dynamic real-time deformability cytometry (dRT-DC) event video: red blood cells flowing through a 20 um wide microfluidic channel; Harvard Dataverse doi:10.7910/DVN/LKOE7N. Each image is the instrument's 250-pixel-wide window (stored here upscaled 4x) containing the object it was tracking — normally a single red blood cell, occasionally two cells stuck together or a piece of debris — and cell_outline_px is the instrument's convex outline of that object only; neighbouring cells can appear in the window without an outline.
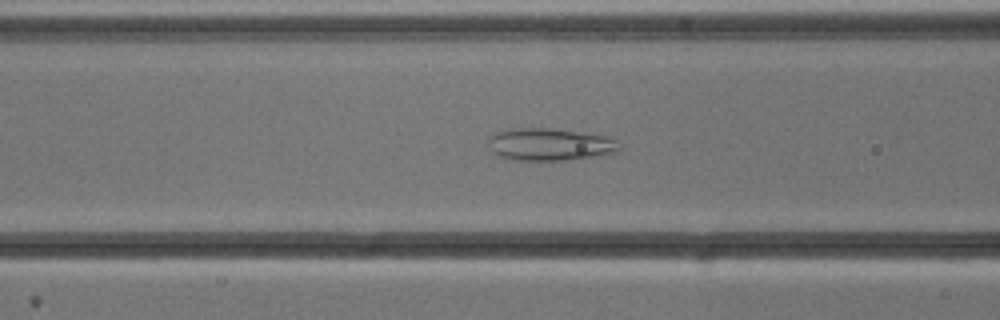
{"species": "common noctule bat (a hibernating species)", "species_latin": "Nyctalus noctula", "temperature_condition": "cold", "stored_images_in_passage": 53, "camera_frame_rate_fps": 3000, "um_per_image_px": 0.085, "animal": {"sex": "male", "body_mass_g": 13.3}, "frame": {"image": 1, "passage_image": 21, "time_ms": 6.667, "image_size_px": [1000, 320], "cell_outline_px": [[620, 148], [616, 152], [592, 156], [564, 160], [520, 160], [496, 156], [492, 152], [488, 144], [488, 136], [496, 132], [508, 128], [552, 128], [608, 136], [616, 140]], "centroid_in_image_um": [46.67, 12.26], "position_along_channel_um": 119.9, "area_um2": 24.74}}
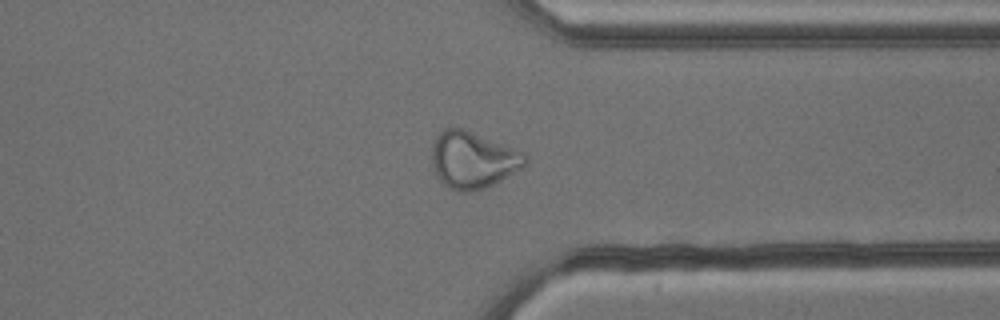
{"frame": {"image": 2, "passage_image": 41, "time_ms": 13.333, "image_size_px": [1000, 320], "cell_outline_px": [[528, 160], [520, 168], [500, 180], [484, 188], [468, 192], [460, 192], [444, 184], [436, 176], [432, 168], [432, 144], [436, 136], [444, 128], [460, 128], [524, 152], [528, 156]], "centroid_in_image_um": [40.16, 13.6], "position_along_channel_um": 371.2, "area_um2": 30.4}}
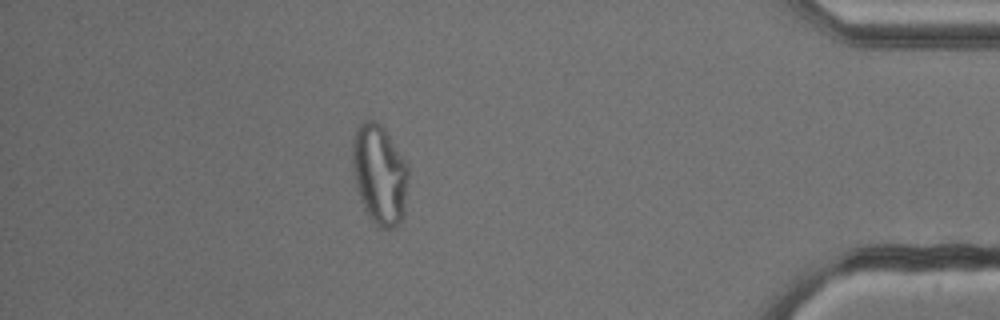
{"frame": {"image": 3, "passage_image": 47, "time_ms": 15.333, "image_size_px": [1000, 320], "cell_outline_px": [[408, 176], [404, 212], [400, 220], [392, 228], [380, 228], [368, 216], [364, 208], [356, 184], [352, 168], [352, 136], [356, 128], [364, 120], [372, 120], [380, 124], [384, 128], [404, 160], [408, 168]], "centroid_in_image_um": [32.23, 14.8], "position_along_channel_um": 403.0, "area_um2": 32.19}}